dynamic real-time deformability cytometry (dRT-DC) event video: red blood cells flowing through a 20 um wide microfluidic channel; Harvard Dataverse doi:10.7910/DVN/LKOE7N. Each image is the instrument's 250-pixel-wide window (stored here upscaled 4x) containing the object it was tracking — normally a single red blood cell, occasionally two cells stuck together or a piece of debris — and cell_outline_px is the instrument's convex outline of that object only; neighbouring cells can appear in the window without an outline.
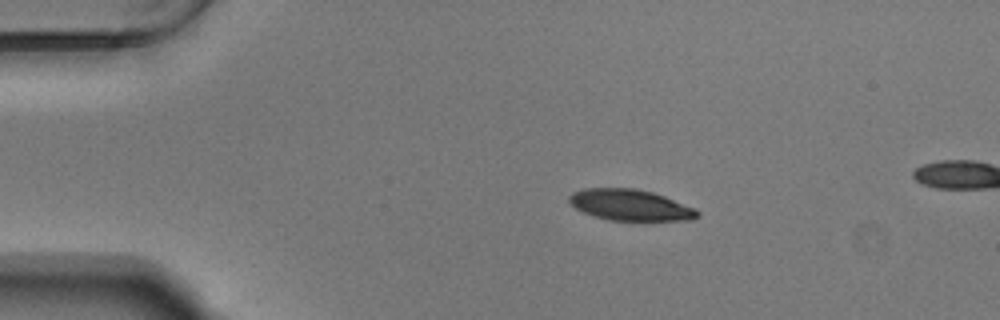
{"species": "Egyptian fruit bat (a non-hibernating species)", "species_latin": "Rousettus aegyptiacus", "temperature_condition": "warm", "stored_images_in_passage": 8, "camera_frame_rate_fps": 3000, "um_per_image_px": 0.085, "animal": {"sex": "male"}, "frame": {"image": 1, "passage_image": 1, "time_ms": 0.0, "image_size_px": [1000, 320], "cell_outline_px": [[700, 216], [692, 220], [608, 220], [584, 212], [576, 208], [568, 200], [568, 196], [572, 192], [584, 188], [636, 188], [652, 192], [664, 196], [696, 208], [700, 212]], "centroid_in_image_um": [53.59, 17.42], "position_along_channel_um": 31.4, "area_um2": 23.24}}